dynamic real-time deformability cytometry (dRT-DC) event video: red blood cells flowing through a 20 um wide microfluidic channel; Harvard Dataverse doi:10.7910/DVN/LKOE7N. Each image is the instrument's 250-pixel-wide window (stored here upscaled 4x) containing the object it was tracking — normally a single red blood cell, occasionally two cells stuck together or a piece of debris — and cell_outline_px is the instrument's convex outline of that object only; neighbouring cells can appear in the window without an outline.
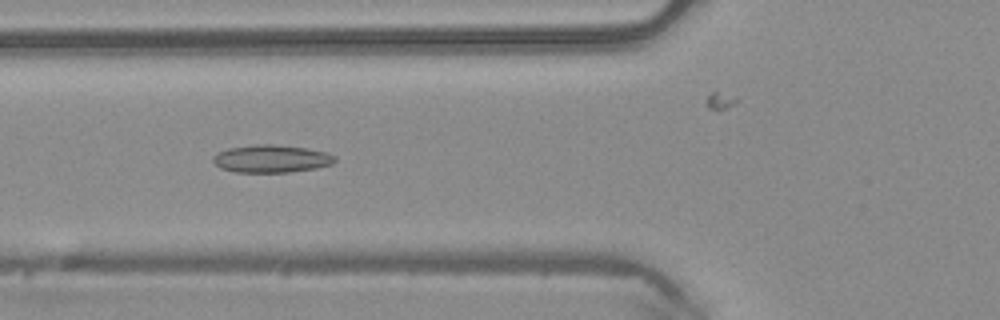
{"species": "common noctule bat (a hibernating species)", "species_latin": "Nyctalus noctula", "temperature_condition": "warm", "stored_images_in_passage": 40, "camera_frame_rate_fps": 3000, "um_per_image_px": 0.085, "animal": {"sex": "male", "body_mass_g": 20.4}, "frame": {"image": 1, "passage_image": 9, "time_ms": 2.667, "image_size_px": [1000, 320], "cell_outline_px": [[336, 160], [332, 164], [316, 168], [288, 172], [236, 172], [220, 168], [212, 160], [212, 156], [228, 148], [256, 144], [272, 144], [308, 148], [328, 152], [336, 156]], "centroid_in_image_um": [23.09, 13.48], "position_along_channel_um": 102.7, "area_um2": 19.71}}
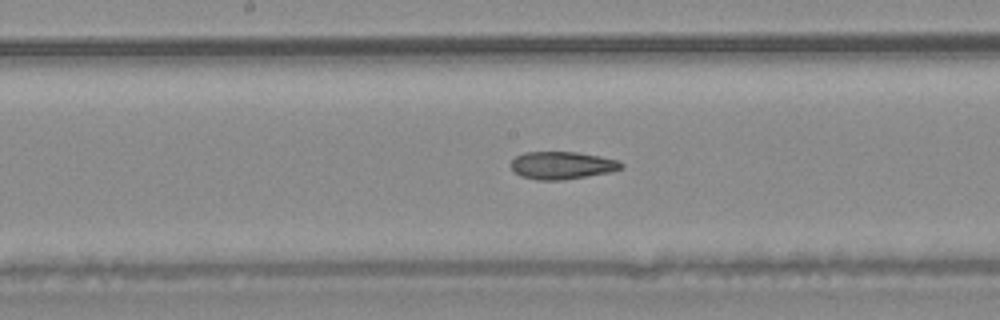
{"frame": {"image": 2, "passage_image": 16, "time_ms": 5.0, "image_size_px": [1000, 320], "cell_outline_px": [[624, 164], [620, 168], [612, 172], [564, 180], [536, 180], [520, 176], [512, 168], [512, 160], [516, 156], [524, 152], [576, 152], [600, 156], [616, 160]], "centroid_in_image_um": [47.77, 14.06], "position_along_channel_um": 200.4, "area_um2": 17.69}}
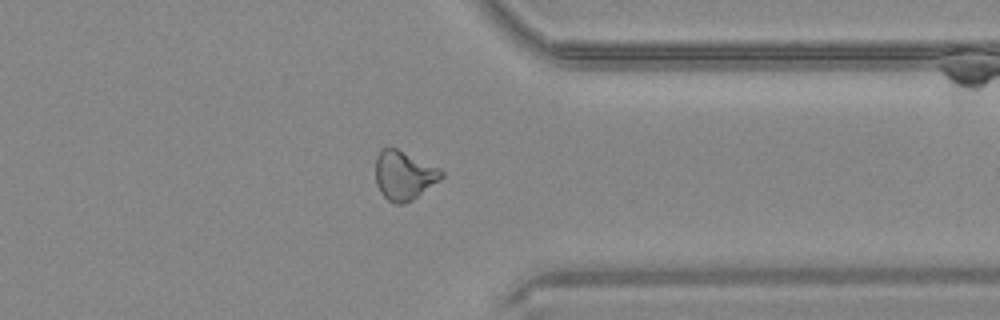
{"frame": {"image": 3, "passage_image": 29, "time_ms": 9.333, "image_size_px": [1000, 320], "cell_outline_px": [[444, 176], [440, 180], [412, 200], [400, 204], [396, 204], [388, 200], [380, 192], [376, 184], [376, 156], [380, 148], [396, 148], [440, 168], [444, 172]], "centroid_in_image_um": [34.33, 14.9], "position_along_channel_um": 377.1, "area_um2": 18.79}, "authors_computed_cell_mechanics": {"area_um2": 18.5249, "velocity_mm_per_s": 4.1814, "shape_relaxation_time_tau1_ms": null, "shape_relaxation_time_tau2_ms": 4.4677, "deformation_change_tau1": null, "deformation_change_tau2": 0.1196}}